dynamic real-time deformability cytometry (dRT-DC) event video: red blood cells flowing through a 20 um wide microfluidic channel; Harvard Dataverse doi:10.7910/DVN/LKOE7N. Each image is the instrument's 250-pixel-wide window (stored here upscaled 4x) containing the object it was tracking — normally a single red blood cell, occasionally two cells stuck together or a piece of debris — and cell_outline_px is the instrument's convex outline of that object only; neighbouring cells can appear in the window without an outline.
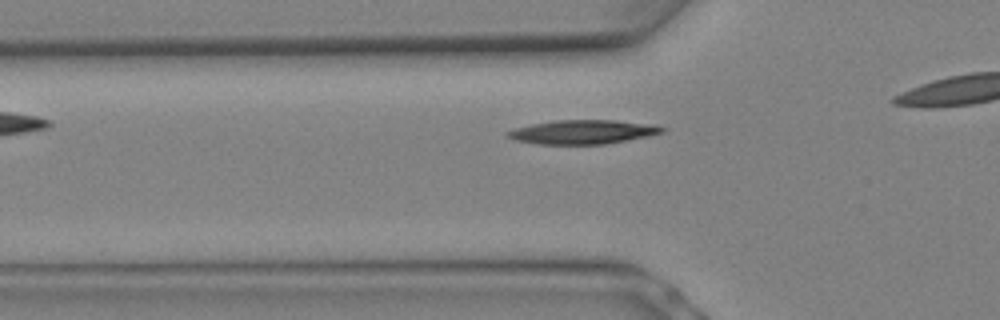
{"species": "Egyptian fruit bat (a non-hibernating species)", "species_latin": "Rousettus aegyptiacus", "temperature_condition": "warm", "stored_images_in_passage": 5, "camera_frame_rate_fps": 3000, "um_per_image_px": 0.085, "animal": {"sex": "female"}, "frame": {"image": 1, "passage_image": 5, "time_ms": 1.333, "image_size_px": [1000, 320], "cell_outline_px": [[664, 132], [648, 136], [628, 140], [604, 144], [536, 144], [516, 140], [504, 136], [504, 132], [516, 128], [532, 124], [552, 120], [612, 120], [664, 128]], "centroid_in_image_um": [49.39, 11.23], "position_along_channel_um": 76.4, "area_um2": 21.21}}